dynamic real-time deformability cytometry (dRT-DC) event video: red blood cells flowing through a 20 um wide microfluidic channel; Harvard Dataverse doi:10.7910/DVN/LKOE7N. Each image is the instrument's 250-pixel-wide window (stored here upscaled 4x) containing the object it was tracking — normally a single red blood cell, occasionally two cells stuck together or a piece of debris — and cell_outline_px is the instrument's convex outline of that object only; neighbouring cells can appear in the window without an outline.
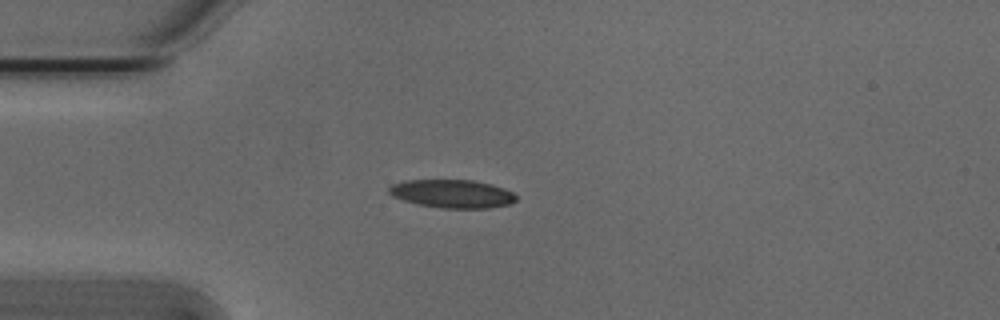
{"species": "Egyptian fruit bat (a non-hibernating species)", "species_latin": "Rousettus aegyptiacus", "temperature_condition": "cold", "stored_images_in_passage": 41, "camera_frame_rate_fps": 3000, "um_per_image_px": 0.085, "animal": {"sex": "male"}, "frame": {"image": 1, "passage_image": 1, "time_ms": 0.0, "image_size_px": [1000, 320], "cell_outline_px": [[516, 200], [512, 204], [488, 208], [440, 208], [420, 204], [404, 200], [392, 196], [388, 192], [388, 188], [392, 184], [404, 180], [472, 180], [492, 184], [504, 188], [512, 192], [516, 196]], "centroid_in_image_um": [38.45, 16.46], "position_along_channel_um": 46.5, "area_um2": 20.98}}
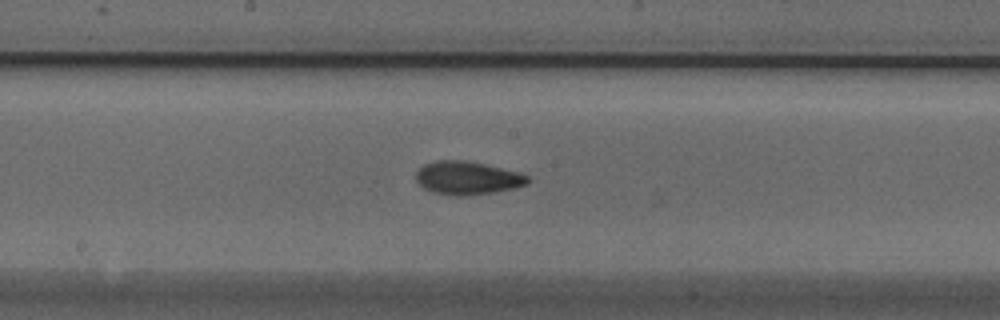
{"frame": {"image": 2, "passage_image": 15, "time_ms": 4.667, "image_size_px": [1000, 320], "cell_outline_px": [[532, 180], [528, 184], [516, 188], [468, 196], [456, 196], [432, 192], [424, 188], [416, 180], [416, 172], [424, 164], [436, 160], [464, 160], [484, 164], [520, 172], [528, 176]], "centroid_in_image_um": [39.76, 15.13], "position_along_channel_um": 208.4, "area_um2": 21.79}}
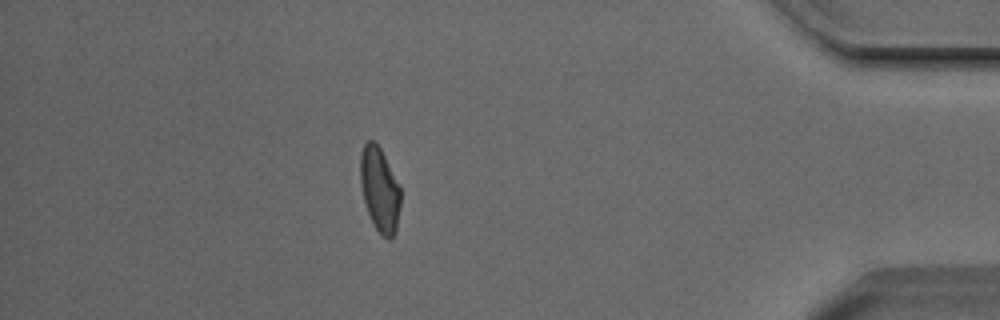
{"frame": {"image": 3, "passage_image": 34, "time_ms": 11.0, "image_size_px": [1000, 320], "cell_outline_px": [[400, 204], [396, 232], [392, 240], [388, 240], [380, 236], [368, 212], [364, 200], [360, 184], [360, 152], [364, 144], [368, 140], [372, 140], [380, 148], [400, 184]], "centroid_in_image_um": [32.28, 16.13], "position_along_channel_um": 402.9, "area_um2": 20.0}, "authors_computed_cell_mechanics": {"area_um2": 20.6346, "velocity_mm_per_s": 3.8108, "shape_relaxation_time_tau1_ms": 6.3744, "shape_relaxation_time_tau2_ms": 2.8947, "deformation_change_tau1": 0.1671, "deformation_change_tau2": 0.0873}}